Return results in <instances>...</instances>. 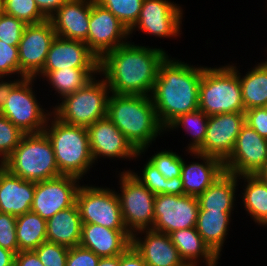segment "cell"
<instances>
[{
    "label": "cell",
    "mask_w": 267,
    "mask_h": 266,
    "mask_svg": "<svg viewBox=\"0 0 267 266\" xmlns=\"http://www.w3.org/2000/svg\"><path fill=\"white\" fill-rule=\"evenodd\" d=\"M167 55L162 48L139 46L129 41L99 60V74L110 93L150 96L159 65Z\"/></svg>",
    "instance_id": "1"
},
{
    "label": "cell",
    "mask_w": 267,
    "mask_h": 266,
    "mask_svg": "<svg viewBox=\"0 0 267 266\" xmlns=\"http://www.w3.org/2000/svg\"><path fill=\"white\" fill-rule=\"evenodd\" d=\"M166 56L160 63L150 95L160 124L166 128L180 115L199 109L203 66H193Z\"/></svg>",
    "instance_id": "2"
},
{
    "label": "cell",
    "mask_w": 267,
    "mask_h": 266,
    "mask_svg": "<svg viewBox=\"0 0 267 266\" xmlns=\"http://www.w3.org/2000/svg\"><path fill=\"white\" fill-rule=\"evenodd\" d=\"M107 117L141 154L166 131L150 96L110 93Z\"/></svg>",
    "instance_id": "3"
},
{
    "label": "cell",
    "mask_w": 267,
    "mask_h": 266,
    "mask_svg": "<svg viewBox=\"0 0 267 266\" xmlns=\"http://www.w3.org/2000/svg\"><path fill=\"white\" fill-rule=\"evenodd\" d=\"M44 132L52 145L60 174L81 180L94 164L87 127L63 123L51 114Z\"/></svg>",
    "instance_id": "4"
},
{
    "label": "cell",
    "mask_w": 267,
    "mask_h": 266,
    "mask_svg": "<svg viewBox=\"0 0 267 266\" xmlns=\"http://www.w3.org/2000/svg\"><path fill=\"white\" fill-rule=\"evenodd\" d=\"M5 163L11 174L35 183L61 175L52 145L44 131L24 134Z\"/></svg>",
    "instance_id": "5"
},
{
    "label": "cell",
    "mask_w": 267,
    "mask_h": 266,
    "mask_svg": "<svg viewBox=\"0 0 267 266\" xmlns=\"http://www.w3.org/2000/svg\"><path fill=\"white\" fill-rule=\"evenodd\" d=\"M199 109L206 115L245 112L238 74L229 65L204 67L199 86Z\"/></svg>",
    "instance_id": "6"
},
{
    "label": "cell",
    "mask_w": 267,
    "mask_h": 266,
    "mask_svg": "<svg viewBox=\"0 0 267 266\" xmlns=\"http://www.w3.org/2000/svg\"><path fill=\"white\" fill-rule=\"evenodd\" d=\"M110 88L104 78L94 77L80 90L66 95L52 109V114L63 123L88 127L107 117Z\"/></svg>",
    "instance_id": "7"
},
{
    "label": "cell",
    "mask_w": 267,
    "mask_h": 266,
    "mask_svg": "<svg viewBox=\"0 0 267 266\" xmlns=\"http://www.w3.org/2000/svg\"><path fill=\"white\" fill-rule=\"evenodd\" d=\"M118 175L121 193H116L127 230L133 234L142 229H152L155 195L130 171H122Z\"/></svg>",
    "instance_id": "8"
},
{
    "label": "cell",
    "mask_w": 267,
    "mask_h": 266,
    "mask_svg": "<svg viewBox=\"0 0 267 266\" xmlns=\"http://www.w3.org/2000/svg\"><path fill=\"white\" fill-rule=\"evenodd\" d=\"M35 79L23 78L11 91L6 104L0 111L23 133H40L44 131L52 111L43 109L32 89ZM33 82V83H32ZM47 111V112H45Z\"/></svg>",
    "instance_id": "9"
},
{
    "label": "cell",
    "mask_w": 267,
    "mask_h": 266,
    "mask_svg": "<svg viewBox=\"0 0 267 266\" xmlns=\"http://www.w3.org/2000/svg\"><path fill=\"white\" fill-rule=\"evenodd\" d=\"M76 204L82 223L101 225L109 229H127L115 190L81 185Z\"/></svg>",
    "instance_id": "10"
},
{
    "label": "cell",
    "mask_w": 267,
    "mask_h": 266,
    "mask_svg": "<svg viewBox=\"0 0 267 266\" xmlns=\"http://www.w3.org/2000/svg\"><path fill=\"white\" fill-rule=\"evenodd\" d=\"M199 212L198 198L173 193L155 195L152 230L170 234L180 229L196 227Z\"/></svg>",
    "instance_id": "11"
},
{
    "label": "cell",
    "mask_w": 267,
    "mask_h": 266,
    "mask_svg": "<svg viewBox=\"0 0 267 266\" xmlns=\"http://www.w3.org/2000/svg\"><path fill=\"white\" fill-rule=\"evenodd\" d=\"M130 32L108 9L92 0L88 37L85 43L100 60L106 53L129 42Z\"/></svg>",
    "instance_id": "12"
},
{
    "label": "cell",
    "mask_w": 267,
    "mask_h": 266,
    "mask_svg": "<svg viewBox=\"0 0 267 266\" xmlns=\"http://www.w3.org/2000/svg\"><path fill=\"white\" fill-rule=\"evenodd\" d=\"M80 179L60 175L35 183V192L31 211L37 213L46 221L59 211L76 203Z\"/></svg>",
    "instance_id": "13"
},
{
    "label": "cell",
    "mask_w": 267,
    "mask_h": 266,
    "mask_svg": "<svg viewBox=\"0 0 267 266\" xmlns=\"http://www.w3.org/2000/svg\"><path fill=\"white\" fill-rule=\"evenodd\" d=\"M183 9L168 0H143L140 16L129 30L141 31L159 38L180 36ZM136 28V29H135Z\"/></svg>",
    "instance_id": "14"
},
{
    "label": "cell",
    "mask_w": 267,
    "mask_h": 266,
    "mask_svg": "<svg viewBox=\"0 0 267 266\" xmlns=\"http://www.w3.org/2000/svg\"><path fill=\"white\" fill-rule=\"evenodd\" d=\"M266 162L267 139L245 123L236 138L233 151L224 161L225 172L236 176L255 175Z\"/></svg>",
    "instance_id": "15"
},
{
    "label": "cell",
    "mask_w": 267,
    "mask_h": 266,
    "mask_svg": "<svg viewBox=\"0 0 267 266\" xmlns=\"http://www.w3.org/2000/svg\"><path fill=\"white\" fill-rule=\"evenodd\" d=\"M245 124V112L209 116L202 146L196 151L225 161L233 151L236 138Z\"/></svg>",
    "instance_id": "16"
},
{
    "label": "cell",
    "mask_w": 267,
    "mask_h": 266,
    "mask_svg": "<svg viewBox=\"0 0 267 266\" xmlns=\"http://www.w3.org/2000/svg\"><path fill=\"white\" fill-rule=\"evenodd\" d=\"M56 36L49 19L38 24L26 25L18 45V52L20 70L27 77L35 78L43 69Z\"/></svg>",
    "instance_id": "17"
},
{
    "label": "cell",
    "mask_w": 267,
    "mask_h": 266,
    "mask_svg": "<svg viewBox=\"0 0 267 266\" xmlns=\"http://www.w3.org/2000/svg\"><path fill=\"white\" fill-rule=\"evenodd\" d=\"M87 130L94 163L100 157L130 160L142 155L108 117L95 121Z\"/></svg>",
    "instance_id": "18"
},
{
    "label": "cell",
    "mask_w": 267,
    "mask_h": 266,
    "mask_svg": "<svg viewBox=\"0 0 267 266\" xmlns=\"http://www.w3.org/2000/svg\"><path fill=\"white\" fill-rule=\"evenodd\" d=\"M189 153L202 161L187 164L183 159L177 190L182 194L198 197L225 172V166L218 158L198 152Z\"/></svg>",
    "instance_id": "19"
},
{
    "label": "cell",
    "mask_w": 267,
    "mask_h": 266,
    "mask_svg": "<svg viewBox=\"0 0 267 266\" xmlns=\"http://www.w3.org/2000/svg\"><path fill=\"white\" fill-rule=\"evenodd\" d=\"M138 233H141V235L146 234L142 238L141 235L137 237ZM131 245L148 266H187L180 258L170 235L166 233L152 229L139 230L132 234Z\"/></svg>",
    "instance_id": "20"
},
{
    "label": "cell",
    "mask_w": 267,
    "mask_h": 266,
    "mask_svg": "<svg viewBox=\"0 0 267 266\" xmlns=\"http://www.w3.org/2000/svg\"><path fill=\"white\" fill-rule=\"evenodd\" d=\"M69 67L99 68V59L89 50L85 42L56 36L40 72H51Z\"/></svg>",
    "instance_id": "21"
},
{
    "label": "cell",
    "mask_w": 267,
    "mask_h": 266,
    "mask_svg": "<svg viewBox=\"0 0 267 266\" xmlns=\"http://www.w3.org/2000/svg\"><path fill=\"white\" fill-rule=\"evenodd\" d=\"M92 0H68L49 18L58 37L85 42Z\"/></svg>",
    "instance_id": "22"
},
{
    "label": "cell",
    "mask_w": 267,
    "mask_h": 266,
    "mask_svg": "<svg viewBox=\"0 0 267 266\" xmlns=\"http://www.w3.org/2000/svg\"><path fill=\"white\" fill-rule=\"evenodd\" d=\"M131 236L127 229L83 223L79 245L99 257H113L121 255L131 245Z\"/></svg>",
    "instance_id": "23"
},
{
    "label": "cell",
    "mask_w": 267,
    "mask_h": 266,
    "mask_svg": "<svg viewBox=\"0 0 267 266\" xmlns=\"http://www.w3.org/2000/svg\"><path fill=\"white\" fill-rule=\"evenodd\" d=\"M35 182L11 174L7 169L0 176V212L15 217L31 211Z\"/></svg>",
    "instance_id": "24"
},
{
    "label": "cell",
    "mask_w": 267,
    "mask_h": 266,
    "mask_svg": "<svg viewBox=\"0 0 267 266\" xmlns=\"http://www.w3.org/2000/svg\"><path fill=\"white\" fill-rule=\"evenodd\" d=\"M82 220L77 204L59 211L46 221L47 242L72 248L79 246Z\"/></svg>",
    "instance_id": "25"
},
{
    "label": "cell",
    "mask_w": 267,
    "mask_h": 266,
    "mask_svg": "<svg viewBox=\"0 0 267 266\" xmlns=\"http://www.w3.org/2000/svg\"><path fill=\"white\" fill-rule=\"evenodd\" d=\"M169 235L180 258L187 266H197L199 261L203 263L205 261L206 266L218 264L219 257L205 243L196 227L173 231Z\"/></svg>",
    "instance_id": "26"
},
{
    "label": "cell",
    "mask_w": 267,
    "mask_h": 266,
    "mask_svg": "<svg viewBox=\"0 0 267 266\" xmlns=\"http://www.w3.org/2000/svg\"><path fill=\"white\" fill-rule=\"evenodd\" d=\"M238 182V176L224 172L197 197L199 210L234 211Z\"/></svg>",
    "instance_id": "27"
},
{
    "label": "cell",
    "mask_w": 267,
    "mask_h": 266,
    "mask_svg": "<svg viewBox=\"0 0 267 266\" xmlns=\"http://www.w3.org/2000/svg\"><path fill=\"white\" fill-rule=\"evenodd\" d=\"M232 211L199 210L196 229L205 243L220 258L229 230Z\"/></svg>",
    "instance_id": "28"
},
{
    "label": "cell",
    "mask_w": 267,
    "mask_h": 266,
    "mask_svg": "<svg viewBox=\"0 0 267 266\" xmlns=\"http://www.w3.org/2000/svg\"><path fill=\"white\" fill-rule=\"evenodd\" d=\"M229 65L238 74L245 111L267 107V59L255 65L254 68H250L251 70L244 76L239 73L237 66Z\"/></svg>",
    "instance_id": "29"
},
{
    "label": "cell",
    "mask_w": 267,
    "mask_h": 266,
    "mask_svg": "<svg viewBox=\"0 0 267 266\" xmlns=\"http://www.w3.org/2000/svg\"><path fill=\"white\" fill-rule=\"evenodd\" d=\"M96 75L99 74V68H62L51 72H39L37 76L43 77L55 89V93L61 96L72 94L83 88ZM50 82V83H49Z\"/></svg>",
    "instance_id": "30"
},
{
    "label": "cell",
    "mask_w": 267,
    "mask_h": 266,
    "mask_svg": "<svg viewBox=\"0 0 267 266\" xmlns=\"http://www.w3.org/2000/svg\"><path fill=\"white\" fill-rule=\"evenodd\" d=\"M238 179L244 180V193L240 195L245 211L252 220L260 226L267 227V183L257 175H240Z\"/></svg>",
    "instance_id": "31"
},
{
    "label": "cell",
    "mask_w": 267,
    "mask_h": 266,
    "mask_svg": "<svg viewBox=\"0 0 267 266\" xmlns=\"http://www.w3.org/2000/svg\"><path fill=\"white\" fill-rule=\"evenodd\" d=\"M46 220L37 213L29 211L16 217V236L19 251L36 249L46 238Z\"/></svg>",
    "instance_id": "32"
},
{
    "label": "cell",
    "mask_w": 267,
    "mask_h": 266,
    "mask_svg": "<svg viewBox=\"0 0 267 266\" xmlns=\"http://www.w3.org/2000/svg\"><path fill=\"white\" fill-rule=\"evenodd\" d=\"M208 118L209 116L202 110L197 109L191 113L180 115L166 128V130L178 129V127L180 129L183 128L187 134L191 136V143L188 144V149H186V151L196 152L204 142Z\"/></svg>",
    "instance_id": "33"
},
{
    "label": "cell",
    "mask_w": 267,
    "mask_h": 266,
    "mask_svg": "<svg viewBox=\"0 0 267 266\" xmlns=\"http://www.w3.org/2000/svg\"><path fill=\"white\" fill-rule=\"evenodd\" d=\"M118 18L128 30L137 22L143 0H95Z\"/></svg>",
    "instance_id": "34"
},
{
    "label": "cell",
    "mask_w": 267,
    "mask_h": 266,
    "mask_svg": "<svg viewBox=\"0 0 267 266\" xmlns=\"http://www.w3.org/2000/svg\"><path fill=\"white\" fill-rule=\"evenodd\" d=\"M3 13L16 17L26 25L47 20L40 12L35 0H3Z\"/></svg>",
    "instance_id": "35"
},
{
    "label": "cell",
    "mask_w": 267,
    "mask_h": 266,
    "mask_svg": "<svg viewBox=\"0 0 267 266\" xmlns=\"http://www.w3.org/2000/svg\"><path fill=\"white\" fill-rule=\"evenodd\" d=\"M148 161L164 176V178L173 182L176 186L181 177L183 157L172 150H162L154 153Z\"/></svg>",
    "instance_id": "36"
},
{
    "label": "cell",
    "mask_w": 267,
    "mask_h": 266,
    "mask_svg": "<svg viewBox=\"0 0 267 266\" xmlns=\"http://www.w3.org/2000/svg\"><path fill=\"white\" fill-rule=\"evenodd\" d=\"M127 171H130L134 177H136L154 195L173 193L177 190V186L173 182L164 178V176L149 161H146L142 173L139 175L138 173H135V171Z\"/></svg>",
    "instance_id": "37"
},
{
    "label": "cell",
    "mask_w": 267,
    "mask_h": 266,
    "mask_svg": "<svg viewBox=\"0 0 267 266\" xmlns=\"http://www.w3.org/2000/svg\"><path fill=\"white\" fill-rule=\"evenodd\" d=\"M18 127L0 114V160L5 161L24 136Z\"/></svg>",
    "instance_id": "38"
},
{
    "label": "cell",
    "mask_w": 267,
    "mask_h": 266,
    "mask_svg": "<svg viewBox=\"0 0 267 266\" xmlns=\"http://www.w3.org/2000/svg\"><path fill=\"white\" fill-rule=\"evenodd\" d=\"M12 74H18V78L27 77L19 67L18 46H12L0 40V78L11 77L9 75Z\"/></svg>",
    "instance_id": "39"
},
{
    "label": "cell",
    "mask_w": 267,
    "mask_h": 266,
    "mask_svg": "<svg viewBox=\"0 0 267 266\" xmlns=\"http://www.w3.org/2000/svg\"><path fill=\"white\" fill-rule=\"evenodd\" d=\"M44 266H66L69 248L51 242H43L33 250Z\"/></svg>",
    "instance_id": "40"
},
{
    "label": "cell",
    "mask_w": 267,
    "mask_h": 266,
    "mask_svg": "<svg viewBox=\"0 0 267 266\" xmlns=\"http://www.w3.org/2000/svg\"><path fill=\"white\" fill-rule=\"evenodd\" d=\"M26 24L16 17L0 13V40L18 46Z\"/></svg>",
    "instance_id": "41"
},
{
    "label": "cell",
    "mask_w": 267,
    "mask_h": 266,
    "mask_svg": "<svg viewBox=\"0 0 267 266\" xmlns=\"http://www.w3.org/2000/svg\"><path fill=\"white\" fill-rule=\"evenodd\" d=\"M0 247L17 254L16 217L0 212Z\"/></svg>",
    "instance_id": "42"
},
{
    "label": "cell",
    "mask_w": 267,
    "mask_h": 266,
    "mask_svg": "<svg viewBox=\"0 0 267 266\" xmlns=\"http://www.w3.org/2000/svg\"><path fill=\"white\" fill-rule=\"evenodd\" d=\"M100 257L80 245L69 248L66 266H97Z\"/></svg>",
    "instance_id": "43"
},
{
    "label": "cell",
    "mask_w": 267,
    "mask_h": 266,
    "mask_svg": "<svg viewBox=\"0 0 267 266\" xmlns=\"http://www.w3.org/2000/svg\"><path fill=\"white\" fill-rule=\"evenodd\" d=\"M245 123L253 128L261 137L267 139V107L246 110Z\"/></svg>",
    "instance_id": "44"
},
{
    "label": "cell",
    "mask_w": 267,
    "mask_h": 266,
    "mask_svg": "<svg viewBox=\"0 0 267 266\" xmlns=\"http://www.w3.org/2000/svg\"><path fill=\"white\" fill-rule=\"evenodd\" d=\"M119 266H148L141 255L130 245L119 255Z\"/></svg>",
    "instance_id": "45"
},
{
    "label": "cell",
    "mask_w": 267,
    "mask_h": 266,
    "mask_svg": "<svg viewBox=\"0 0 267 266\" xmlns=\"http://www.w3.org/2000/svg\"><path fill=\"white\" fill-rule=\"evenodd\" d=\"M14 266H44L33 250L19 251L15 254Z\"/></svg>",
    "instance_id": "46"
},
{
    "label": "cell",
    "mask_w": 267,
    "mask_h": 266,
    "mask_svg": "<svg viewBox=\"0 0 267 266\" xmlns=\"http://www.w3.org/2000/svg\"><path fill=\"white\" fill-rule=\"evenodd\" d=\"M68 0H35L40 12L49 19Z\"/></svg>",
    "instance_id": "47"
},
{
    "label": "cell",
    "mask_w": 267,
    "mask_h": 266,
    "mask_svg": "<svg viewBox=\"0 0 267 266\" xmlns=\"http://www.w3.org/2000/svg\"><path fill=\"white\" fill-rule=\"evenodd\" d=\"M5 78L2 79V77L0 78V111L2 110V108L4 107V105L6 104V99L8 98V96L10 95L12 89L23 79L20 78L17 80L15 79L14 81L12 80H4ZM4 80V81H3Z\"/></svg>",
    "instance_id": "48"
},
{
    "label": "cell",
    "mask_w": 267,
    "mask_h": 266,
    "mask_svg": "<svg viewBox=\"0 0 267 266\" xmlns=\"http://www.w3.org/2000/svg\"><path fill=\"white\" fill-rule=\"evenodd\" d=\"M15 253L0 247V266H14Z\"/></svg>",
    "instance_id": "49"
},
{
    "label": "cell",
    "mask_w": 267,
    "mask_h": 266,
    "mask_svg": "<svg viewBox=\"0 0 267 266\" xmlns=\"http://www.w3.org/2000/svg\"><path fill=\"white\" fill-rule=\"evenodd\" d=\"M97 266H119V255L113 257H100Z\"/></svg>",
    "instance_id": "50"
},
{
    "label": "cell",
    "mask_w": 267,
    "mask_h": 266,
    "mask_svg": "<svg viewBox=\"0 0 267 266\" xmlns=\"http://www.w3.org/2000/svg\"><path fill=\"white\" fill-rule=\"evenodd\" d=\"M255 175H257L263 182L267 183V162Z\"/></svg>",
    "instance_id": "51"
},
{
    "label": "cell",
    "mask_w": 267,
    "mask_h": 266,
    "mask_svg": "<svg viewBox=\"0 0 267 266\" xmlns=\"http://www.w3.org/2000/svg\"><path fill=\"white\" fill-rule=\"evenodd\" d=\"M6 170V163L3 160H0V176Z\"/></svg>",
    "instance_id": "52"
},
{
    "label": "cell",
    "mask_w": 267,
    "mask_h": 266,
    "mask_svg": "<svg viewBox=\"0 0 267 266\" xmlns=\"http://www.w3.org/2000/svg\"><path fill=\"white\" fill-rule=\"evenodd\" d=\"M3 12V0H0V13Z\"/></svg>",
    "instance_id": "53"
}]
</instances>
